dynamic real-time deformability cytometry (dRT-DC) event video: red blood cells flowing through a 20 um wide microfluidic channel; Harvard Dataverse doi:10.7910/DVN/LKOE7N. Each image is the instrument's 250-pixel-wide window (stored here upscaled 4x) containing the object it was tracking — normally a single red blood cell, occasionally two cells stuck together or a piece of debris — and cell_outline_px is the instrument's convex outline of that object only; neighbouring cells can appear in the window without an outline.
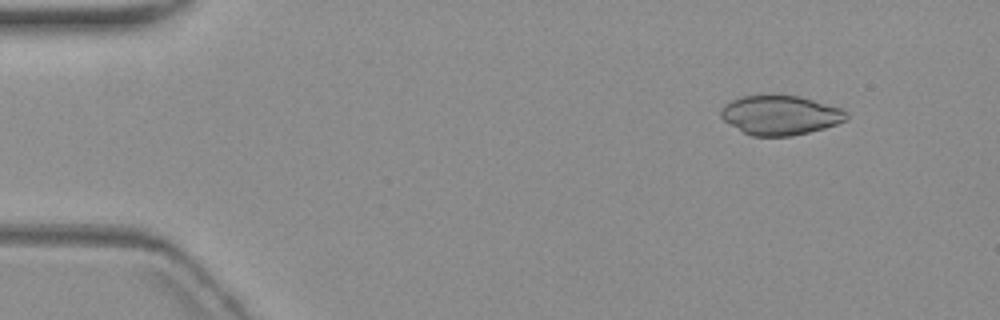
{"species": "common noctule bat (a hibernating species)", "species_latin": "Nyctalus noctula", "temperature_condition": "warm", "stored_images_in_passage": 3, "camera_frame_rate_fps": 3000, "um_per_image_px": 0.085, "animal": {"sex": "female", "body_mass_g": 19.3, "forearm_length_mm": 54.1}, "frame": {"image": 1, "passage_image": 1, "time_ms": 0.0, "image_size_px": [1000, 320], "cell_outline_px": [[848, 116], [844, 120], [836, 124], [824, 128], [792, 136], [752, 136], [744, 132], [724, 120], [720, 116], [720, 108], [724, 104], [740, 96], [800, 96], [840, 108], [848, 112]], "centroid_in_image_um": [66.3, 9.79], "position_along_channel_um": 18.7, "area_um2": 28.5}}